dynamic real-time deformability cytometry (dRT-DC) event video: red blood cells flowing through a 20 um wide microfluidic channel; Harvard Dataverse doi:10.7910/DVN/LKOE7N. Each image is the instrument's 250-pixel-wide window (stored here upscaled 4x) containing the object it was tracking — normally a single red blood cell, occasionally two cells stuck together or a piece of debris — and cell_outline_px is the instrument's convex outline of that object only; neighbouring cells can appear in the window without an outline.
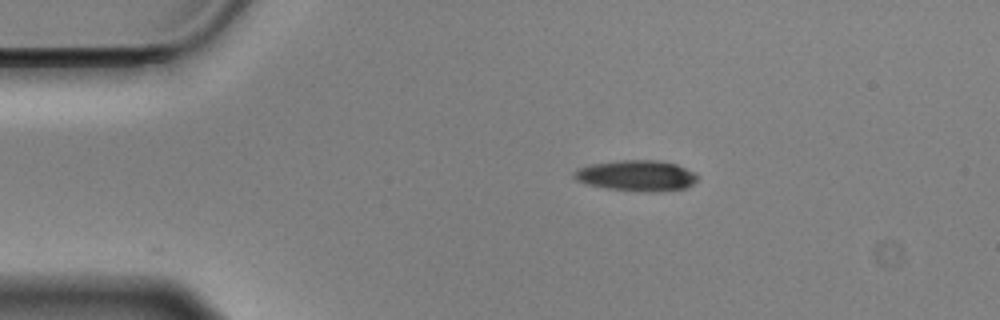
{"species": "Egyptian fruit bat (a non-hibernating species)", "species_latin": "Rousettus aegyptiacus", "temperature_condition": "cold", "stored_images_in_passage": 47, "camera_frame_rate_fps": 3000, "um_per_image_px": 0.085, "animal": {"sex": "male"}, "frame": {"image": 1, "passage_image": 1, "time_ms": 0.0, "image_size_px": [1000, 320], "cell_outline_px": [[700, 176], [692, 184], [684, 188], [660, 192], [644, 192], [608, 188], [584, 184], [576, 180], [572, 176], [572, 172], [576, 168], [588, 164], [620, 160], [660, 160], [676, 164]], "centroid_in_image_um": [54.05, 14.92], "position_along_channel_um": 31.0, "area_um2": 22.43}}
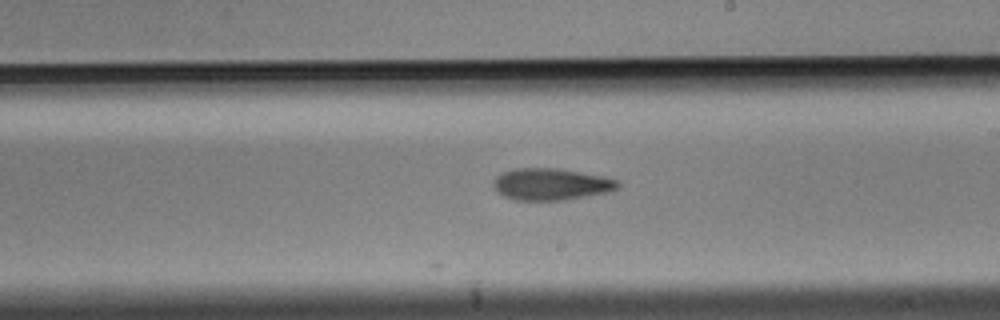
{"frame": {"image": 2, "passage_image": 23, "time_ms": 7.333, "image_size_px": [1000, 320], "cell_outline_px": [[620, 188], [608, 192], [564, 200], [516, 200], [504, 196], [496, 192], [492, 188], [492, 184], [496, 176], [512, 168], [560, 168], [604, 176], [616, 180], [620, 184]], "centroid_in_image_um": [46.82, 15.65], "position_along_channel_um": 242.2, "area_um2": 23.29}}
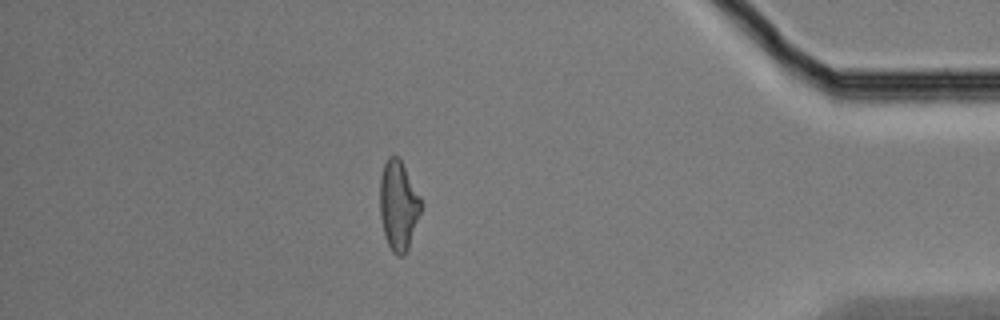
{"frame": {"image": 3, "passage_image": 40, "time_ms": 13.0, "image_size_px": [1000, 320], "cell_outline_px": [[420, 212], [408, 248], [404, 256], [400, 256], [392, 252], [384, 236], [380, 216], [380, 176], [384, 164], [388, 156], [396, 156], [400, 160], [420, 196]], "centroid_in_image_um": [33.83, 17.48], "position_along_channel_um": 401.4, "area_um2": 21.1}, "authors_computed_cell_mechanics": {"area_um2": 22.3686, "velocity_mm_per_s": 3.5205, "shape_relaxation_time_tau1_ms": 5.9858, "shape_relaxation_time_tau2_ms": null, "deformation_change_tau1": 0.1844, "deformation_change_tau2": null}}